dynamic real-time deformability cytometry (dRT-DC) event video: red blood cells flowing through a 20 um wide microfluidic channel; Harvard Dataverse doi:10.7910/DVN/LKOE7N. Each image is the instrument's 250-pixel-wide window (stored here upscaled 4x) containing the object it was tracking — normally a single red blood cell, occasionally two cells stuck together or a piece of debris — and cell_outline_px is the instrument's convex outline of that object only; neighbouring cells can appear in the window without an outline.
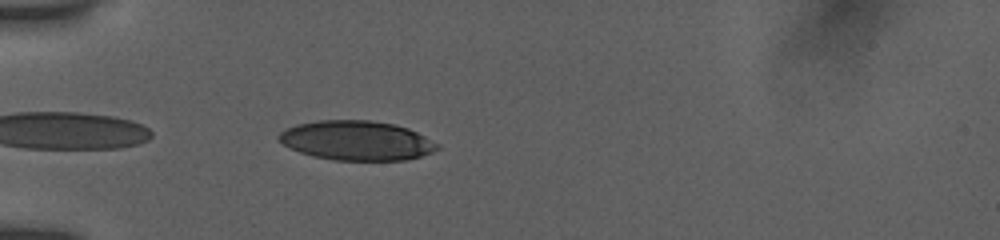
{"species": "human", "species_latin": "Homo sapiens", "temperature_condition": "room temperature", "stored_images_in_passage": 5, "camera_frame_rate_fps": 3000, "um_per_image_px": 0.085, "donor": {"sex": "female"}, "frame": {"image": 1, "passage_image": 3, "time_ms": 0.333, "image_size_px": [1000, 240], "cell_outline_px": [[440, 148], [432, 152], [420, 156], [404, 160], [336, 160], [312, 156], [300, 152], [284, 144], [276, 136], [280, 132], [296, 124], [320, 120], [368, 120], [396, 124], [408, 128], [440, 144]], "centroid_in_image_um": [30.33, 11.94], "position_along_channel_um": 54.7, "area_um2": 36.36}}